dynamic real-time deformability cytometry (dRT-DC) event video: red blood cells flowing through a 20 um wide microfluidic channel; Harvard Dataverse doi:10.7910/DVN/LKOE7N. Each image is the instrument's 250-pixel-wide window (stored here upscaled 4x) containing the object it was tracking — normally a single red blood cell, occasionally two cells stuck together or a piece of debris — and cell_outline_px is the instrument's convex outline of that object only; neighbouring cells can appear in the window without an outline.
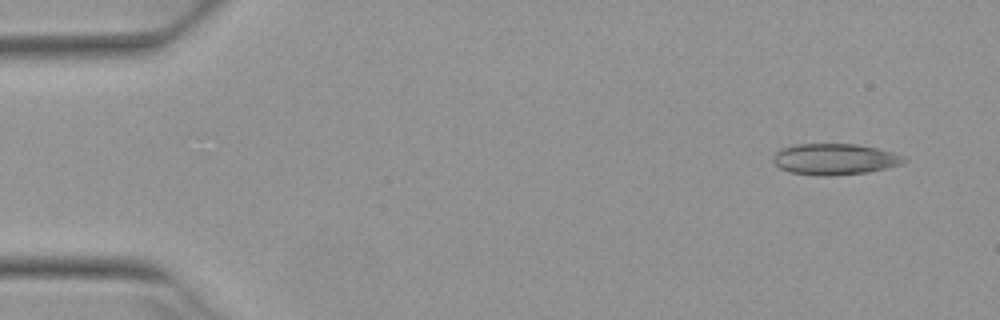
{"species": "Egyptian fruit bat (a non-hibernating species)", "species_latin": "Rousettus aegyptiacus", "temperature_condition": "warm", "stored_images_in_passage": 4, "camera_frame_rate_fps": 3000, "um_per_image_px": 0.085, "animal": {"sex": "female"}, "frame": {"image": 1, "passage_image": 1, "time_ms": 0.0, "image_size_px": [1000, 320], "cell_outline_px": [[908, 160], [904, 164], [888, 168], [868, 172], [832, 176], [820, 176], [788, 172], [780, 168], [772, 160], [772, 156], [776, 152], [784, 148], [796, 144], [856, 144], [876, 148], [892, 152], [904, 156]], "centroid_in_image_um": [70.98, 13.54], "position_along_channel_um": 14.0, "area_um2": 23.93}}
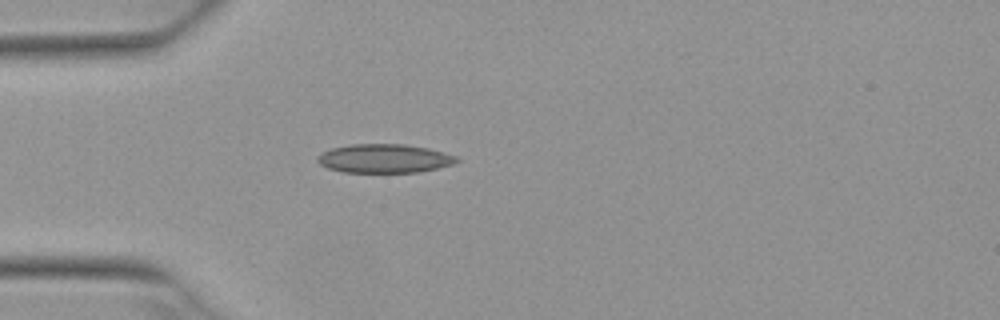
{"frame": {"image": 2, "passage_image": 4, "time_ms": 1.0, "image_size_px": [1000, 320], "cell_outline_px": [[460, 160], [452, 164], [436, 168], [416, 172], [344, 172], [328, 168], [320, 164], [316, 160], [316, 156], [332, 148], [352, 144], [404, 144], [428, 148], [460, 156]], "centroid_in_image_um": [32.69, 13.46], "position_along_channel_um": 52.3, "area_um2": 23.29}}